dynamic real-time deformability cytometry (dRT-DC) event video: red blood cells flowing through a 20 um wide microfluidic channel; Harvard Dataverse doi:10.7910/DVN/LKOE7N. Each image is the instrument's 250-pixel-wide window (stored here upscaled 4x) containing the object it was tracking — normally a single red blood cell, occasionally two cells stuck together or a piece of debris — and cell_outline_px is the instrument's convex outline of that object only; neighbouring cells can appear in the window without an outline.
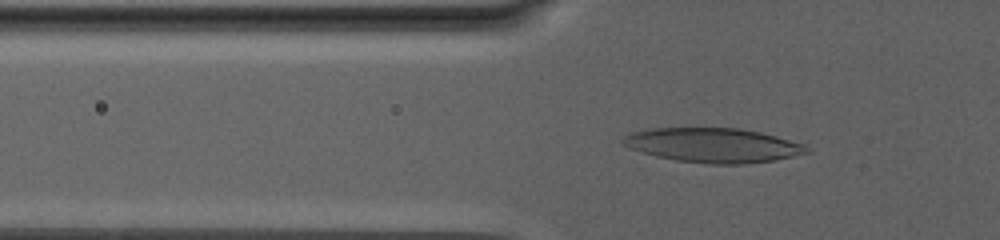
{"species": "human", "species_latin": "Homo sapiens", "temperature_condition": "warm", "stored_images_in_passage": 85, "camera_frame_rate_fps": 3000, "um_per_image_px": 0.085, "donor": {"sex": "male"}, "frame": {"image": 1, "passage_image": 32, "time_ms": 10.333, "image_size_px": [1000, 240], "cell_outline_px": [[812, 152], [776, 160], [744, 164], [712, 164], [676, 160], [656, 156], [632, 148], [624, 144], [620, 140], [624, 136], [632, 132], [652, 128], [740, 128], [760, 132], [776, 136], [804, 144]], "centroid_in_image_um": [60.66, 12.34], "position_along_channel_um": 65.1, "area_um2": 36.76}}
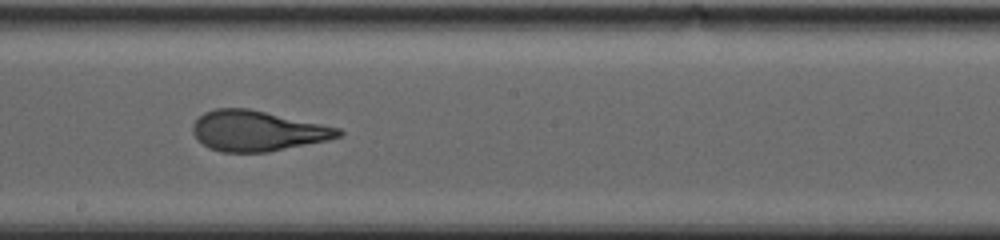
{"frame": {"image": 2, "passage_image": 52, "time_ms": 17.0, "image_size_px": [1000, 240], "cell_outline_px": [[344, 132], [340, 136], [328, 140], [268, 152], [220, 152], [208, 148], [192, 132], [192, 124], [204, 112], [216, 108], [248, 108], [340, 128]], "centroid_in_image_um": [21.87, 11.13], "position_along_channel_um": 226.3, "area_um2": 34.1}}
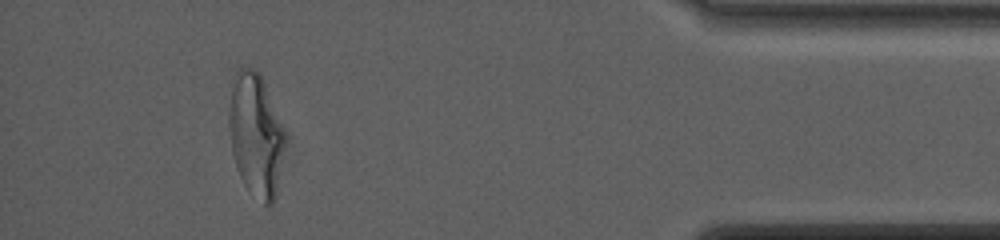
{"frame": {"image": 3, "passage_image": 79, "time_ms": 26.0, "image_size_px": [1000, 240], "cell_outline_px": [[284, 144], [276, 192], [272, 204], [264, 204], [244, 184], [240, 176], [232, 152], [228, 124], [228, 112], [232, 88], [236, 72], [240, 68], [252, 68], [260, 72], [284, 136]], "centroid_in_image_um": [21.7, 11.45], "position_along_channel_um": 413.5, "area_um2": 38.73}, "authors_computed_cell_mechanics": {"area_um2": 36.5874, "velocity_mm_per_s": 2.559, "shape_relaxation_time_tau1_ms": 9.5859, "shape_relaxation_time_tau2_ms": 1.4021, "deformation_change_tau1": 0.2652, "deformation_change_tau2": 0.0911}}